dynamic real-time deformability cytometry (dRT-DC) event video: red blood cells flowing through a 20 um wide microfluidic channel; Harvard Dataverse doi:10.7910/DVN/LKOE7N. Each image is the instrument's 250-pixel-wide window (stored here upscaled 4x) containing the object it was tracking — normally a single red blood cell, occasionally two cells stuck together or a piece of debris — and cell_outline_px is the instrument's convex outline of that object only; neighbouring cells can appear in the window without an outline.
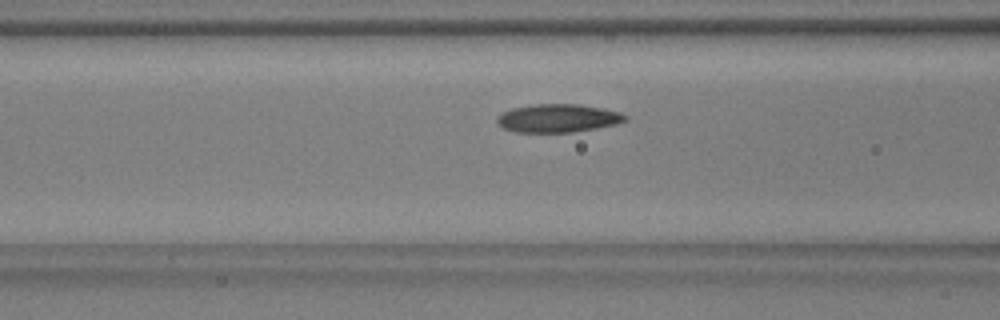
{"species": "common noctule bat (a hibernating species)", "species_latin": "Nyctalus noctula", "temperature_condition": "warm", "stored_images_in_passage": 14, "camera_frame_rate_fps": 3000, "um_per_image_px": 0.085, "animal": {"sex": "male", "body_mass_g": 17.9, "forearm_length_mm": 54.2}, "frame": {"image": 1, "passage_image": 12, "time_ms": 3.667, "image_size_px": [1000, 320], "cell_outline_px": [[628, 120], [616, 124], [596, 128], [572, 132], [512, 132], [504, 128], [496, 120], [496, 116], [512, 108], [532, 104], [580, 104], [604, 108], [620, 112], [628, 116]], "centroid_in_image_um": [47.45, 10.04], "position_along_channel_um": 119.2, "area_um2": 21.21}}